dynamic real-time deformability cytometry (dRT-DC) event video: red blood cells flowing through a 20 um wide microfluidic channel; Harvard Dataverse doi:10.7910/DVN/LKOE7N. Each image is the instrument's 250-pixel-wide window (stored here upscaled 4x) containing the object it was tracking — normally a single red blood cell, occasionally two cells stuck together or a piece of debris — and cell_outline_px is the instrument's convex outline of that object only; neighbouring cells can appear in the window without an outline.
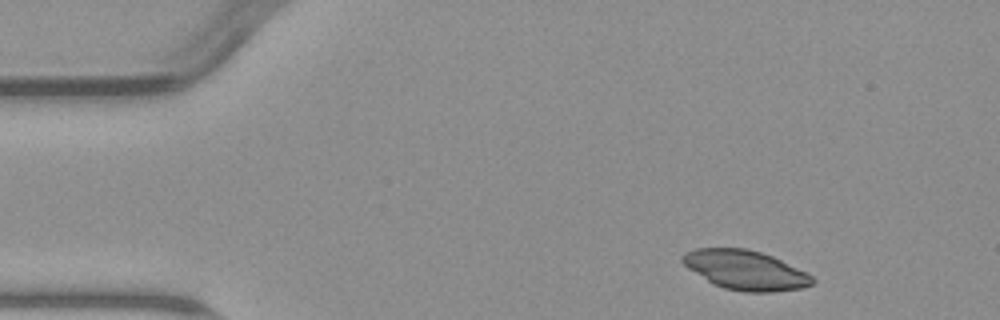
{"species": "common noctule bat (a hibernating species)", "species_latin": "Nyctalus noctula", "temperature_condition": "warm", "stored_images_in_passage": 3, "camera_frame_rate_fps": 3000, "um_per_image_px": 0.085, "animal": {"sex": "male", "body_mass_g": 23.1, "forearm_length_mm": 52.7}, "frame": {"image": 1, "passage_image": 1, "time_ms": 0.0, "image_size_px": [1000, 320], "cell_outline_px": [[816, 280], [812, 284], [800, 288], [772, 292], [744, 292], [724, 288], [712, 284], [688, 268], [680, 260], [680, 256], [684, 252], [696, 248], [748, 248], [772, 256], [808, 272]], "centroid_in_image_um": [63.34, 22.95], "position_along_channel_um": 21.7, "area_um2": 30.0}}